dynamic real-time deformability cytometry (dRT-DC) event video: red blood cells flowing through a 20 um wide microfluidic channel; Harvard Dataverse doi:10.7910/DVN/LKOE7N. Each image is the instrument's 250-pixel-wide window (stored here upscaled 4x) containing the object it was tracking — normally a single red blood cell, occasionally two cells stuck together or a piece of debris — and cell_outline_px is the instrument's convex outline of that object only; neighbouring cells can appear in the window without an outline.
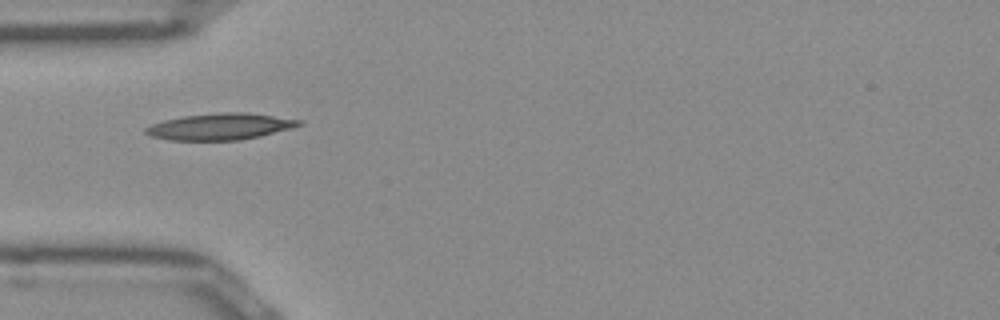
{"species": "Egyptian fruit bat (a non-hibernating species)", "species_latin": "Rousettus aegyptiacus", "temperature_condition": "room temperature", "stored_images_in_passage": 30, "camera_frame_rate_fps": 3000, "um_per_image_px": 0.085, "frame": {"image": 1, "passage_image": 1, "time_ms": 0.0, "image_size_px": [1000, 320], "cell_outline_px": [[304, 124], [292, 128], [260, 136], [240, 140], [168, 140], [152, 136], [144, 132], [144, 128], [152, 124], [164, 120], [184, 116], [220, 112], [244, 112], [304, 120]], "centroid_in_image_um": [18.74, 10.75], "position_along_channel_um": 66.3, "area_um2": 23.64}}
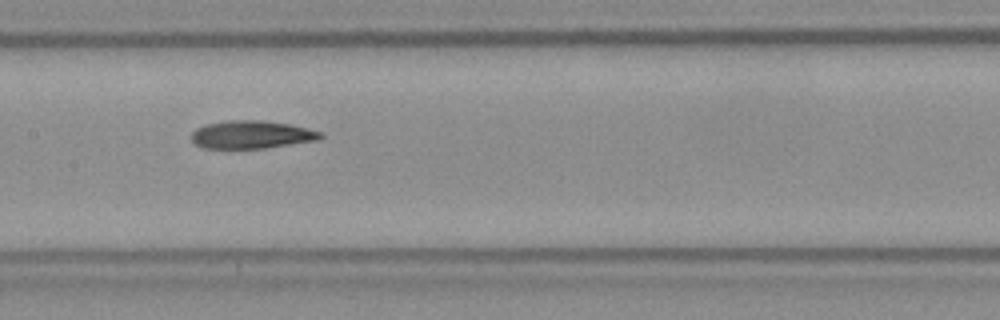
{"frame": {"image": 2, "passage_image": 10, "time_ms": 3.0, "image_size_px": [1000, 320], "cell_outline_px": [[324, 136], [320, 140], [264, 148], [200, 148], [192, 140], [192, 132], [196, 128], [204, 124], [224, 120], [264, 120], [292, 124], [324, 132]], "centroid_in_image_um": [21.42, 11.43], "position_along_channel_um": 186.0, "area_um2": 21.39}}
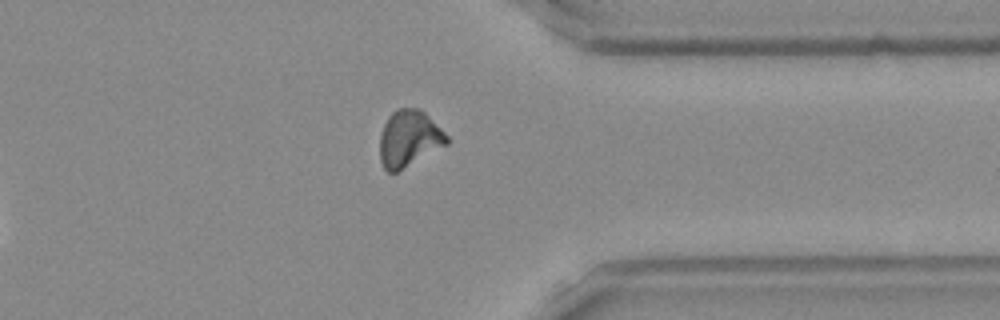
{"frame": {"image": 3, "passage_image": 25, "time_ms": 8.0, "image_size_px": [1000, 320], "cell_outline_px": [[448, 144], [396, 172], [388, 172], [384, 168], [380, 160], [380, 136], [384, 124], [388, 116], [396, 108], [420, 108], [448, 136]], "centroid_in_image_um": [34.75, 11.77], "position_along_channel_um": 376.6, "area_um2": 21.85}, "authors_computed_cell_mechanics": {"area_um2": 21.5305, "velocity_mm_per_s": 3.9561, "shape_relaxation_time_tau1_ms": 5.6648, "shape_relaxation_time_tau2_ms": 2.9078, "deformation_change_tau1": 0.1736, "deformation_change_tau2": 0.1018}}